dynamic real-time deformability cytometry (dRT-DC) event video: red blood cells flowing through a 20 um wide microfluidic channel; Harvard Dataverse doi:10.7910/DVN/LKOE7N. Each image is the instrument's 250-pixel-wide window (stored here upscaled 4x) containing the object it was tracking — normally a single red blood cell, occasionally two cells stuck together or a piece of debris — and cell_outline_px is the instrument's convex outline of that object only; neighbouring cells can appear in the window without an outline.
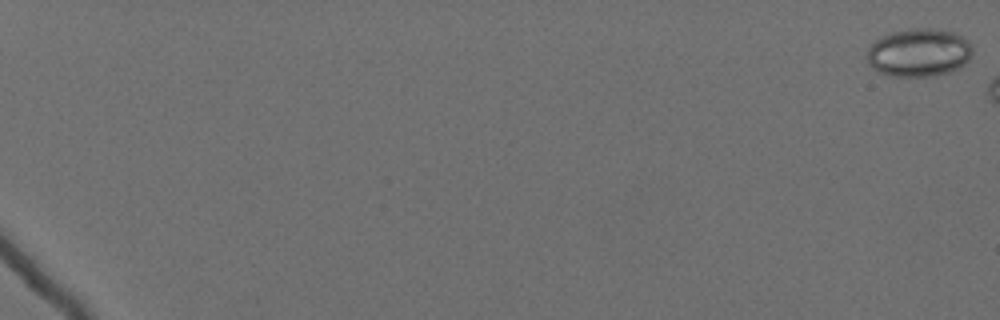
{"species": "Egyptian fruit bat (a non-hibernating species)", "species_latin": "Rousettus aegyptiacus", "temperature_condition": "cold", "stored_images_in_passage": 8, "camera_frame_rate_fps": 3000, "um_per_image_px": 0.085, "animal": {"sex": "female"}, "frame": {"image": 1, "passage_image": 1, "time_ms": 0.0, "image_size_px": [1000, 320], "cell_outline_px": [[972, 56], [960, 68], [948, 72], [928, 76], [892, 76], [880, 72], [872, 68], [868, 64], [868, 48], [876, 40], [892, 32], [912, 28], [932, 28], [952, 32], [964, 36], [972, 44]], "centroid_in_image_um": [78.14, 4.46], "position_along_channel_um": 6.9, "area_um2": 29.59}}